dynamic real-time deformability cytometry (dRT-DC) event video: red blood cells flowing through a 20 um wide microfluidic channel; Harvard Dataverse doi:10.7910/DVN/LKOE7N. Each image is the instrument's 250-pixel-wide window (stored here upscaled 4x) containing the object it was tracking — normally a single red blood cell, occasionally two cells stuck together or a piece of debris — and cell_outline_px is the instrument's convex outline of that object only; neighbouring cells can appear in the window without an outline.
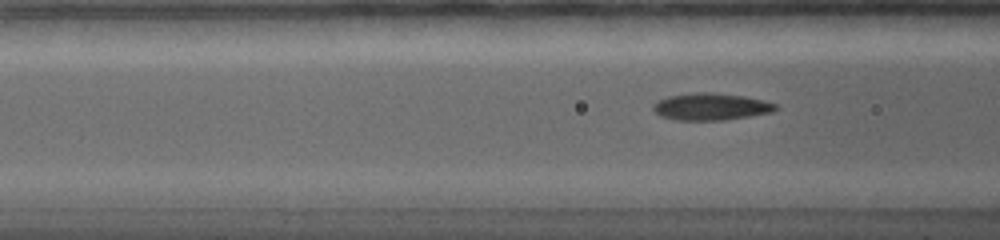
{"species": "common noctule bat (a hibernating species)", "species_latin": "Nyctalus noctula", "temperature_condition": "warm", "stored_images_in_passage": 80, "camera_frame_rate_fps": 5000, "um_per_image_px": 0.085, "animal": {"sex": "female", "body_mass_g": 19.0, "forearm_length_mm": 56.7}, "frame": {"image": 1, "passage_image": 6, "time_ms": 1.0, "image_size_px": [1000, 240], "cell_outline_px": [[780, 108], [772, 112], [724, 120], [676, 120], [660, 116], [652, 108], [652, 104], [656, 100], [668, 96], [696, 92], [712, 92], [744, 96], [764, 100], [776, 104]], "centroid_in_image_um": [60.41, 9.06], "position_along_channel_um": 106.2, "area_um2": 19.42}}
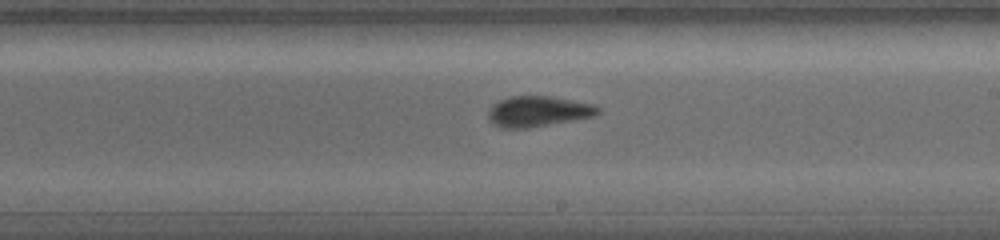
{"frame": {"image": 2, "passage_image": 27, "time_ms": 4.6, "image_size_px": [1000, 240], "cell_outline_px": [[600, 112], [592, 116], [572, 120], [528, 128], [504, 128], [492, 124], [488, 120], [488, 108], [492, 104], [500, 100], [512, 96], [552, 96], [592, 104], [600, 108]], "centroid_in_image_um": [45.68, 9.46], "position_along_channel_um": 243.3, "area_um2": 19.48}}
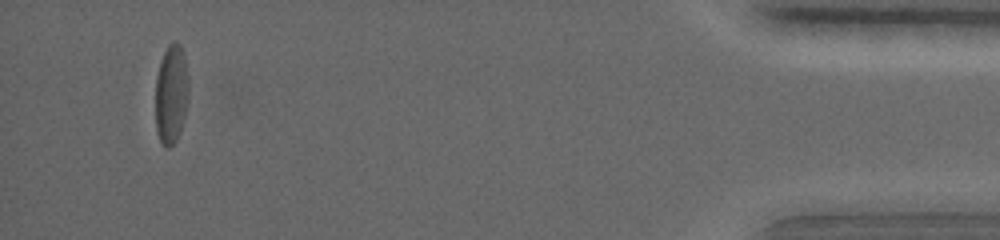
{"frame": {"image": 3, "passage_image": 69, "time_ms": 11.8, "image_size_px": [1000, 240], "cell_outline_px": [[188, 100], [180, 132], [176, 140], [168, 148], [160, 140], [156, 128], [156, 76], [160, 60], [168, 44], [172, 40], [176, 40], [180, 44], [184, 52], [188, 76]], "centroid_in_image_um": [14.56, 7.92], "position_along_channel_um": 420.6, "area_um2": 19.36}}